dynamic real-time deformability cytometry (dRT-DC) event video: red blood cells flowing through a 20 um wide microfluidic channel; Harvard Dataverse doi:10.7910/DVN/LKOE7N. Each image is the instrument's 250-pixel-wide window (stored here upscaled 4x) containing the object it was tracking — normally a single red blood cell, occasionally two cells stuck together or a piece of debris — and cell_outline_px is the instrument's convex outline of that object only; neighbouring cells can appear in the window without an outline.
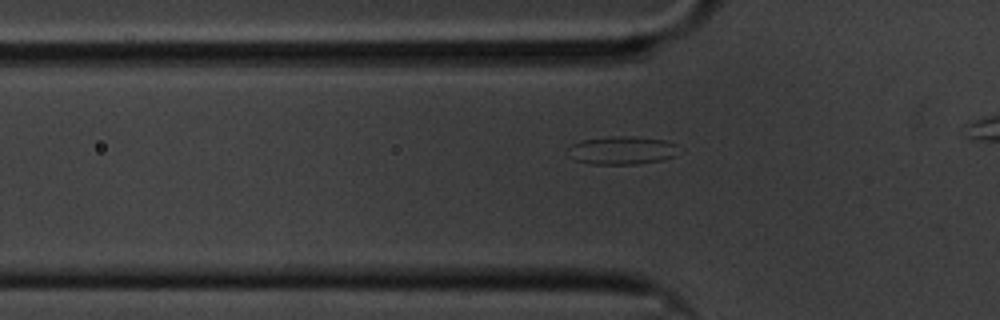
{"species": "common noctule bat (a hibernating species)", "species_latin": "Nyctalus noctula", "temperature_condition": "cold", "stored_images_in_passage": 12, "camera_frame_rate_fps": 3000, "um_per_image_px": 0.085, "animal": {"sex": "male", "body_mass_g": 20.1, "forearm_length_mm": 53.5}, "frame": {"image": 1, "passage_image": 10, "time_ms": 3.0, "image_size_px": [1000, 320], "cell_outline_px": [[684, 152], [676, 156], [664, 160], [636, 164], [592, 164], [576, 160], [568, 156], [564, 152], [572, 144], [580, 140], [612, 136], [632, 136], [664, 140], [676, 144]], "centroid_in_image_um": [52.9, 12.78], "position_along_channel_um": 72.9, "area_um2": 18.73}}